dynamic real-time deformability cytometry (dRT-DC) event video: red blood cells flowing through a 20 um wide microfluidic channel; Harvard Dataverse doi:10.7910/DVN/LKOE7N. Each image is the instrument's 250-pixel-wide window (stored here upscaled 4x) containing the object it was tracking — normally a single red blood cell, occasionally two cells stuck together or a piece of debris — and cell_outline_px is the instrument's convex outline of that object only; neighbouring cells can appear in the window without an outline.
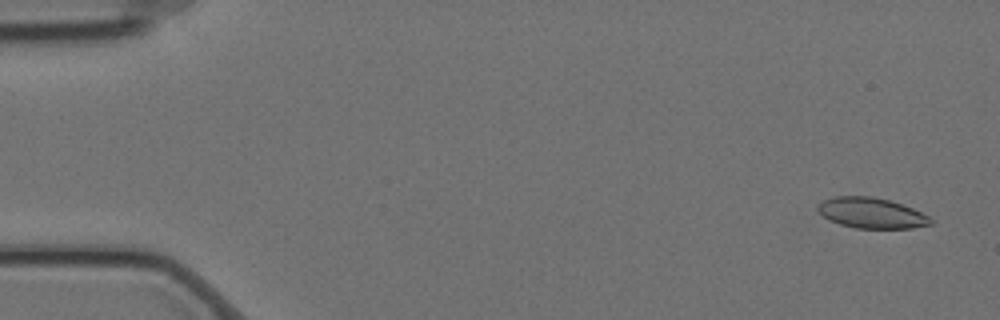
{"species": "Egyptian fruit bat (a non-hibernating species)", "species_latin": "Rousettus aegyptiacus", "temperature_condition": "cold", "stored_images_in_passage": 58, "camera_frame_rate_fps": 3000, "um_per_image_px": 0.085, "animal": {"sex": "female"}, "frame": {"image": 1, "passage_image": 3, "time_ms": 0.667, "image_size_px": [1000, 320], "cell_outline_px": [[936, 220], [932, 224], [912, 228], [856, 228], [840, 224], [824, 216], [816, 208], [824, 200], [836, 196], [872, 196], [888, 200], [912, 208]], "centroid_in_image_um": [74.12, 18.11], "position_along_channel_um": 10.9, "area_um2": 19.83}}
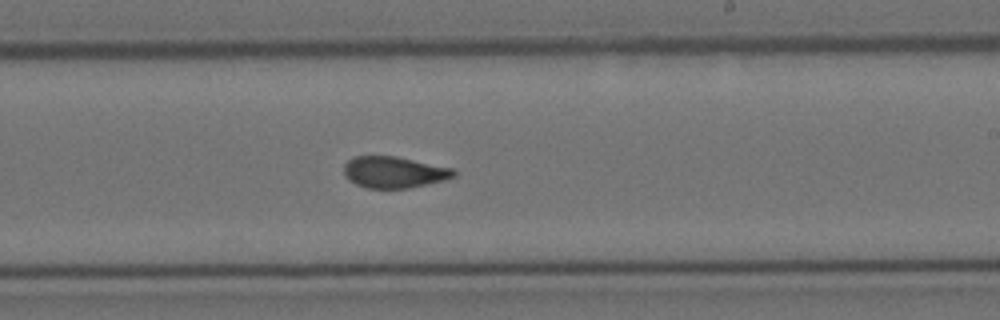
{"frame": {"image": 2, "passage_image": 35, "time_ms": 11.333, "image_size_px": [1000, 320], "cell_outline_px": [[456, 176], [444, 180], [428, 184], [408, 188], [368, 188], [356, 184], [348, 180], [344, 176], [344, 164], [352, 156], [396, 156], [452, 168], [456, 172]], "centroid_in_image_um": [33.47, 14.63], "position_along_channel_um": 255.5, "area_um2": 20.17}}
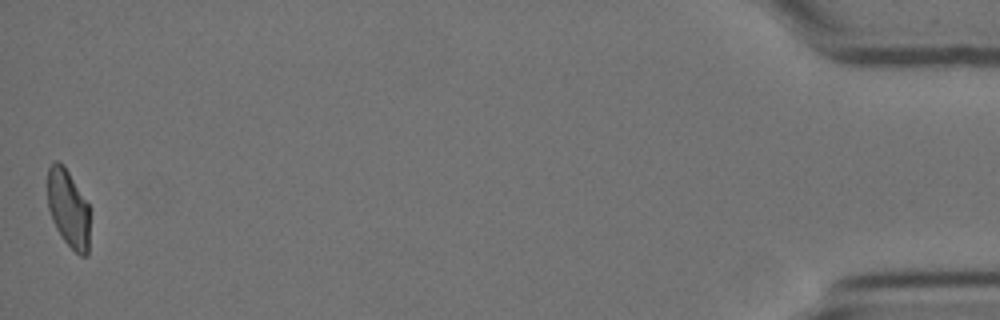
{"frame": {"image": 3, "passage_image": 58, "time_ms": 19.0, "image_size_px": [1000, 320], "cell_outline_px": [[88, 256], [80, 256], [64, 240], [56, 228], [52, 220], [48, 208], [48, 168], [56, 160], [64, 164], [88, 204]], "centroid_in_image_um": [5.79, 17.71], "position_along_channel_um": 429.4, "area_um2": 18.9}, "authors_computed_cell_mechanics": {"area_um2": 20.6924, "velocity_mm_per_s": 3.4907, "shape_relaxation_time_tau1_ms": 9.2217, "shape_relaxation_time_tau2_ms": 1.8904, "deformation_change_tau1": 0.1847, "deformation_change_tau2": 0.0625}}